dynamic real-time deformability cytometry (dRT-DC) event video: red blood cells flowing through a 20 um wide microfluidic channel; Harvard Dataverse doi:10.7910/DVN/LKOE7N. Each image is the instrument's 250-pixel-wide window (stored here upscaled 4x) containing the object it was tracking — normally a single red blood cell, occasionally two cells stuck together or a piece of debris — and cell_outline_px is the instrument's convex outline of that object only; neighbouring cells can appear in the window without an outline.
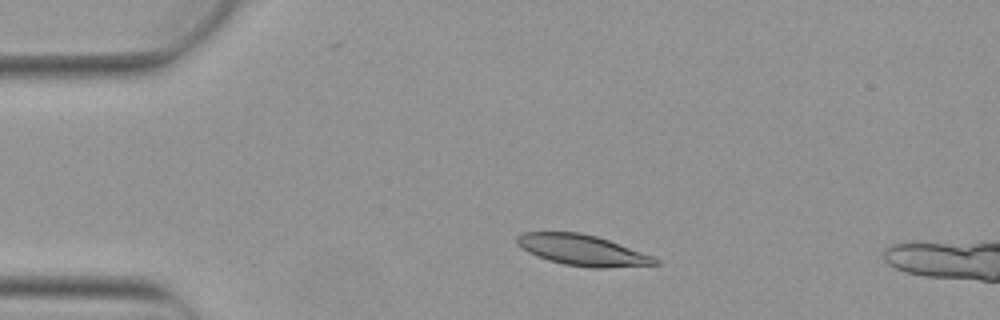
{"species": "Egyptian fruit bat (a non-hibernating species)", "species_latin": "Rousettus aegyptiacus", "temperature_condition": "warm", "stored_images_in_passage": 5, "camera_frame_rate_fps": 3000, "um_per_image_px": 0.085, "animal": {"sex": "female"}, "frame": {"image": 1, "passage_image": 3, "time_ms": 0.667, "image_size_px": [1000, 320], "cell_outline_px": [[660, 264], [604, 268], [592, 268], [564, 264], [548, 260], [536, 256], [528, 252], [516, 244], [516, 236], [524, 232], [580, 232], [596, 236], [608, 240], [652, 256], [660, 260]], "centroid_in_image_um": [49.47, 21.26], "position_along_channel_um": 35.5, "area_um2": 24.68}}